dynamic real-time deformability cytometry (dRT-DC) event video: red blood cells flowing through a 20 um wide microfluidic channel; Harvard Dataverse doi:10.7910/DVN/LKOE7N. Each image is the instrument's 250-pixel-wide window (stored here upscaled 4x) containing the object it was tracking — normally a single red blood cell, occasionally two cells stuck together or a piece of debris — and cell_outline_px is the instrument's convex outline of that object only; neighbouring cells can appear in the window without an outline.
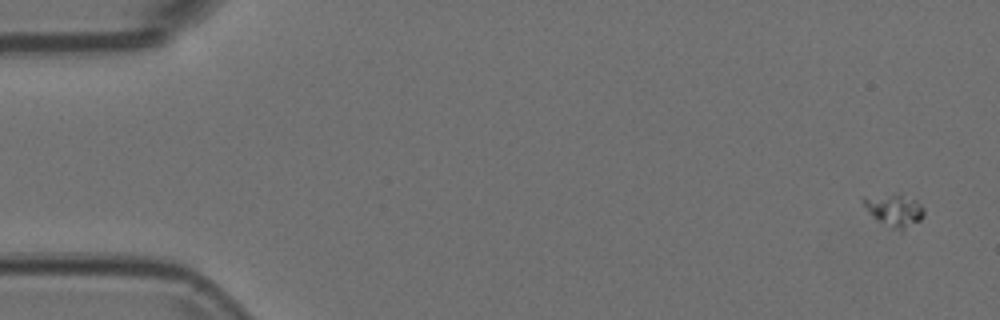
{"species": "Egyptian fruit bat (a non-hibernating species)", "species_latin": "Rousettus aegyptiacus", "temperature_condition": "room temperature", "stored_images_in_passage": 14, "camera_frame_rate_fps": 3000, "um_per_image_px": 0.085, "animal": {"sex": "female"}, "frame": {"image": 1, "passage_image": 1, "time_ms": 0.0, "image_size_px": [1000, 320], "cell_outline_px": [[924, 216], [920, 220], [900, 232], [892, 228], [872, 216], [860, 200], [860, 196], [900, 192], [916, 200], [924, 208]], "centroid_in_image_um": [75.99, 17.81], "position_along_channel_um": 9.0, "area_um2": 11.85}}
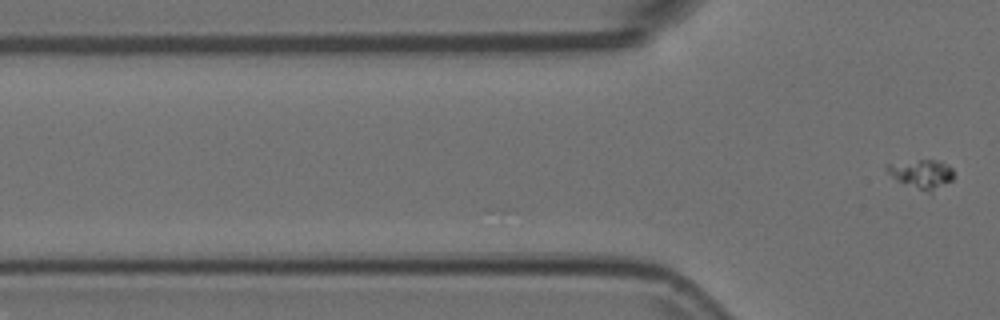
{"frame": {"image": 2, "passage_image": 14, "time_ms": 4.333, "image_size_px": [1000, 320], "cell_outline_px": [[952, 180], [932, 196], [904, 184], [892, 176], [888, 172], [884, 164], [920, 160], [940, 160], [952, 168]], "centroid_in_image_um": [78.38, 14.85], "position_along_channel_um": 47.4, "area_um2": 11.62}}